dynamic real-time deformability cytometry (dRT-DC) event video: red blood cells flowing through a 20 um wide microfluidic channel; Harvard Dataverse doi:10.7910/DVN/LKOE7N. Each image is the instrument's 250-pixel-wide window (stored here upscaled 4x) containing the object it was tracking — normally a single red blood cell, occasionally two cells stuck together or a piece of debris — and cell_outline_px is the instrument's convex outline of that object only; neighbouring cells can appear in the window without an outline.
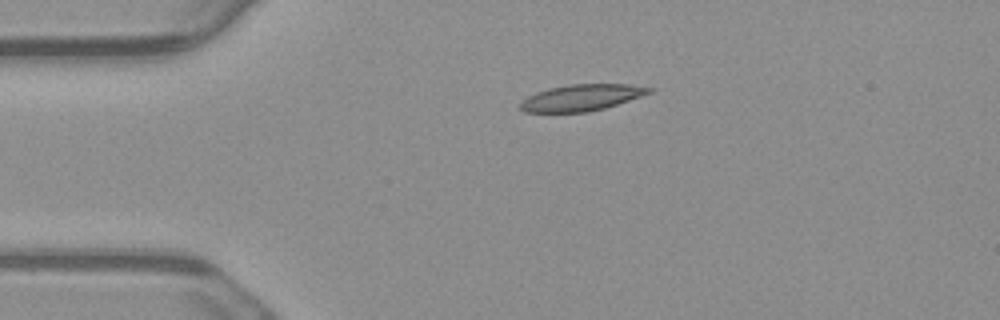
{"species": "common noctule bat (a hibernating species)", "species_latin": "Nyctalus noctula", "temperature_condition": "warm", "stored_images_in_passage": 3, "camera_frame_rate_fps": 3000, "um_per_image_px": 0.085, "animal": {"sex": "male", "body_mass_g": 23.1, "forearm_length_mm": 52.7}, "frame": {"image": 1, "passage_image": 1, "time_ms": 0.0, "image_size_px": [1000, 320], "cell_outline_px": [[656, 88], [652, 92], [604, 108], [588, 112], [524, 112], [520, 108], [520, 100], [536, 92], [548, 88], [572, 84], [628, 84]], "centroid_in_image_um": [49.41, 8.29], "position_along_channel_um": 35.6, "area_um2": 19.77}}
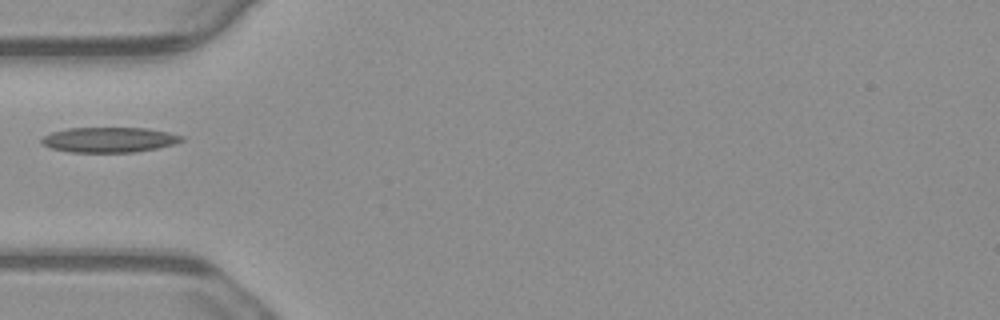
{"frame": {"image": 2, "passage_image": 2, "time_ms": 0.333, "image_size_px": [1000, 320], "cell_outline_px": [[184, 140], [172, 144], [156, 148], [132, 152], [68, 152], [52, 148], [44, 144], [40, 140], [44, 136], [52, 132], [68, 128], [148, 128], [168, 132], [184, 136]], "centroid_in_image_um": [9.29, 11.87], "position_along_channel_um": 75.7, "area_um2": 20.35}}
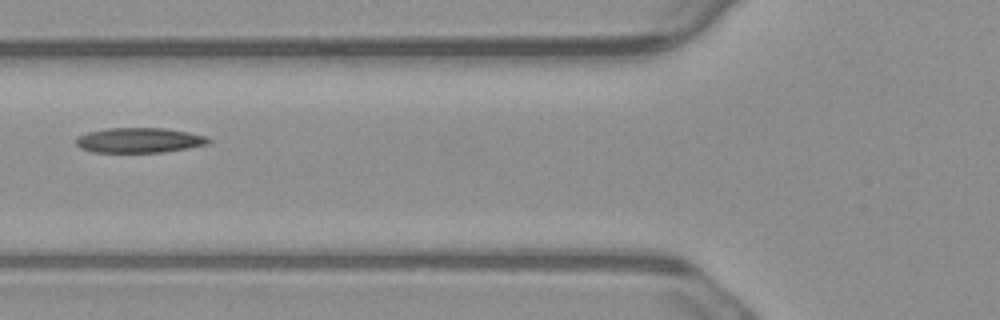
{"frame": {"image": 3, "passage_image": 3, "time_ms": 0.667, "image_size_px": [1000, 320], "cell_outline_px": [[212, 140], [208, 144], [188, 148], [160, 152], [92, 152], [80, 148], [76, 144], [76, 140], [80, 136], [88, 132], [104, 128], [164, 128], [188, 132], [204, 136]], "centroid_in_image_um": [11.83, 11.92], "position_along_channel_um": 114.0, "area_um2": 19.19}}